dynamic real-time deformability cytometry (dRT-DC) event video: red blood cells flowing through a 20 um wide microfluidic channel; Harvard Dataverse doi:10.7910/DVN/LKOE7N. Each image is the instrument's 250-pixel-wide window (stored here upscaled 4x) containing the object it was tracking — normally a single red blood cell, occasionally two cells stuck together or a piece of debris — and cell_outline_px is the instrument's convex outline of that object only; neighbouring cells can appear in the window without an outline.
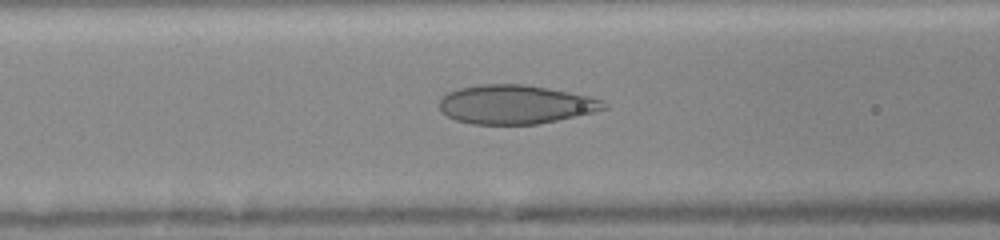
{"species": "human", "species_latin": "Homo sapiens", "temperature_condition": "room temperature", "stored_images_in_passage": 68, "camera_frame_rate_fps": 3000, "um_per_image_px": 0.085, "donor": {"sex": "female"}, "frame": {"image": 1, "passage_image": 22, "time_ms": 3.667, "image_size_px": [1000, 240], "cell_outline_px": [[608, 108], [576, 116], [536, 124], [472, 124], [456, 120], [440, 112], [440, 100], [448, 92], [460, 88], [480, 84], [524, 84], [548, 88], [588, 96], [604, 100], [608, 104]], "centroid_in_image_um": [43.81, 8.88], "position_along_channel_um": 122.8, "area_um2": 37.17}}
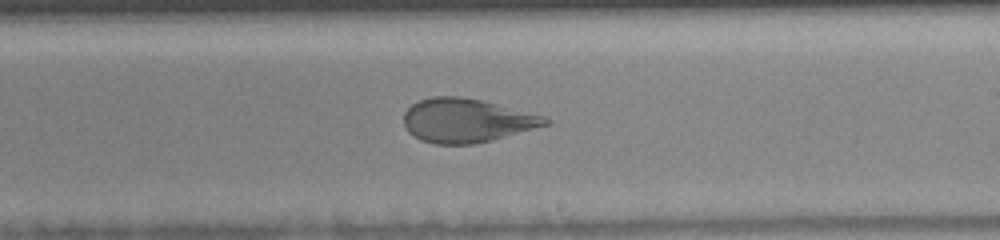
{"frame": {"image": 2, "passage_image": 39, "time_ms": 6.667, "image_size_px": [1000, 240], "cell_outline_px": [[552, 124], [492, 140], [472, 144], [436, 144], [420, 140], [408, 132], [404, 124], [404, 112], [412, 104], [420, 100], [432, 96], [460, 96], [480, 100], [544, 116], [552, 120]], "centroid_in_image_um": [39.66, 10.25], "position_along_channel_um": 249.3, "area_um2": 36.13}}
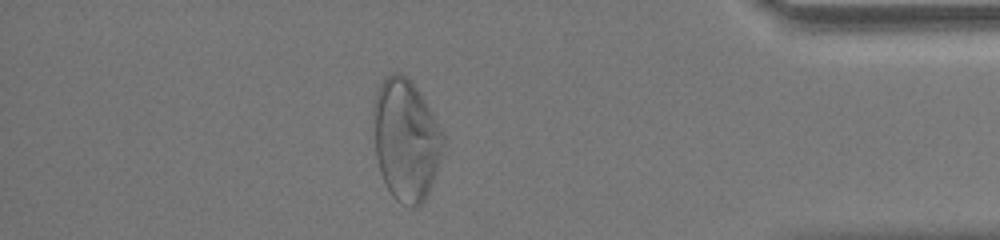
{"frame": {"image": 3, "passage_image": 60, "time_ms": 11.0, "image_size_px": [1000, 240], "cell_outline_px": [[444, 144], [436, 172], [432, 184], [424, 200], [416, 208], [412, 208], [400, 204], [392, 196], [380, 172], [376, 156], [372, 112], [372, 104], [376, 92], [384, 76], [392, 72], [400, 72], [412, 80], [432, 112], [444, 136]], "centroid_in_image_um": [34.48, 11.85], "position_along_channel_um": 400.7, "area_um2": 49.82}}